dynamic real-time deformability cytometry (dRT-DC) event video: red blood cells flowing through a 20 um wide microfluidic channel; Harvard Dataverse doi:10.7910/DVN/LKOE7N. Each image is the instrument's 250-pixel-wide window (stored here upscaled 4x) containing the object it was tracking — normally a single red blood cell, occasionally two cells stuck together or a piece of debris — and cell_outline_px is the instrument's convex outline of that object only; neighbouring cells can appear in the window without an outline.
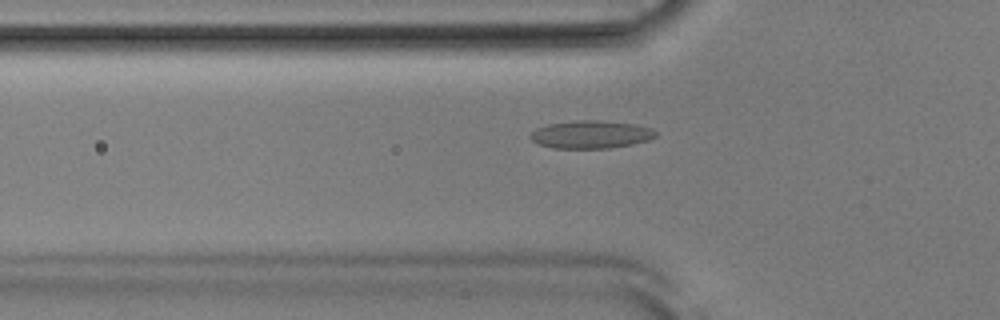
{"species": "Egyptian fruit bat (a non-hibernating species)", "species_latin": "Rousettus aegyptiacus", "temperature_condition": "room temperature", "stored_images_in_passage": 53, "camera_frame_rate_fps": 3000, "um_per_image_px": 0.085, "animal": {"sex": "male"}, "frame": {"image": 1, "passage_image": 18, "time_ms": 5.667, "image_size_px": [1000, 320], "cell_outline_px": [[656, 136], [648, 140], [632, 144], [608, 148], [552, 148], [540, 144], [532, 140], [528, 136], [536, 128], [548, 124], [576, 120], [600, 120], [636, 124], [652, 128], [656, 132]], "centroid_in_image_um": [50.22, 11.42], "position_along_channel_um": 75.6, "area_um2": 20.35}}
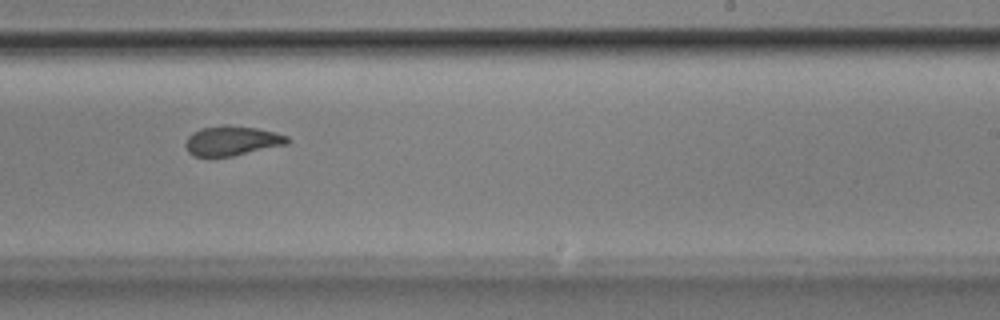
{"frame": {"image": 2, "passage_image": 33, "time_ms": 10.667, "image_size_px": [1000, 320], "cell_outline_px": [[292, 140], [288, 144], [232, 156], [196, 156], [188, 152], [184, 144], [188, 136], [192, 132], [200, 128], [224, 124], [228, 124], [256, 128], [276, 132], [288, 136]], "centroid_in_image_um": [19.73, 11.94], "position_along_channel_um": 269.3, "area_um2": 17.8}}
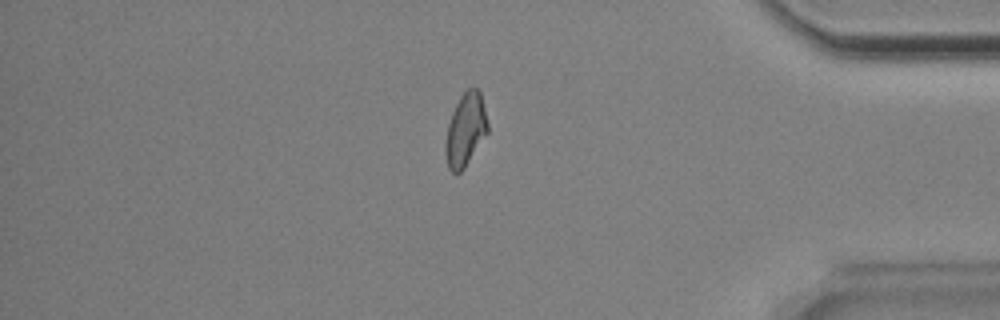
{"frame": {"image": 3, "passage_image": 45, "time_ms": 14.667, "image_size_px": [1000, 320], "cell_outline_px": [[488, 132], [464, 168], [460, 172], [452, 172], [448, 168], [444, 152], [444, 144], [448, 124], [452, 112], [460, 96], [468, 88], [476, 88], [480, 92], [488, 124]], "centroid_in_image_um": [39.54, 11.05], "position_along_channel_um": 395.7, "area_um2": 17.86}, "authors_computed_cell_mechanics": {"area_um2": 18.2648, "velocity_mm_per_s": 3.868, "shape_relaxation_time_tau1_ms": 5.2605, "shape_relaxation_time_tau2_ms": 1.7418, "deformation_change_tau1": 0.1627, "deformation_change_tau2": 0.0802}}